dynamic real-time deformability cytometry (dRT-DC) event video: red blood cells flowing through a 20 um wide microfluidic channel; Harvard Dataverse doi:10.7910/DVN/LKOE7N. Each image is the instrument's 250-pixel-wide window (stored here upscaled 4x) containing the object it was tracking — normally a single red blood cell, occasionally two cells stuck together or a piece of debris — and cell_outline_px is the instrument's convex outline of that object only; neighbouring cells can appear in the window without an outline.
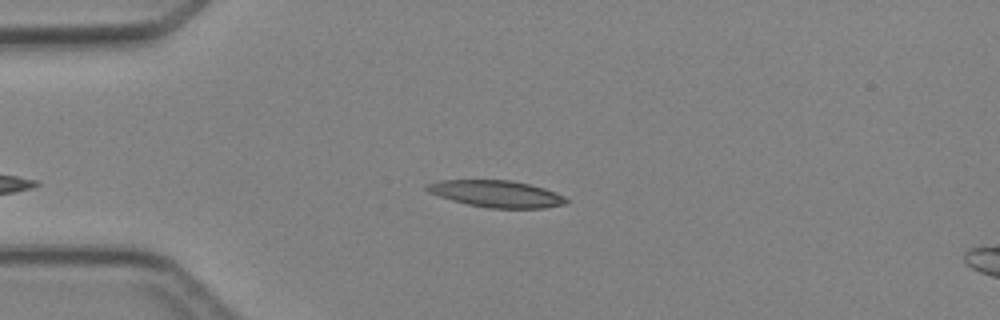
{"species": "Egyptian fruit bat (a non-hibernating species)", "species_latin": "Rousettus aegyptiacus", "temperature_condition": "cold", "stored_images_in_passage": 4, "camera_frame_rate_fps": 3000, "um_per_image_px": 0.085, "animal": {"sex": "female"}, "frame": {"image": 1, "passage_image": 3, "time_ms": 2.333, "image_size_px": [1000, 320], "cell_outline_px": [[568, 200], [564, 204], [544, 208], [488, 208], [468, 204], [452, 200], [428, 192], [424, 188], [424, 184], [440, 180], [512, 180], [544, 188], [556, 192], [564, 196]], "centroid_in_image_um": [42.17, 16.47], "position_along_channel_um": 42.8, "area_um2": 21.73}}